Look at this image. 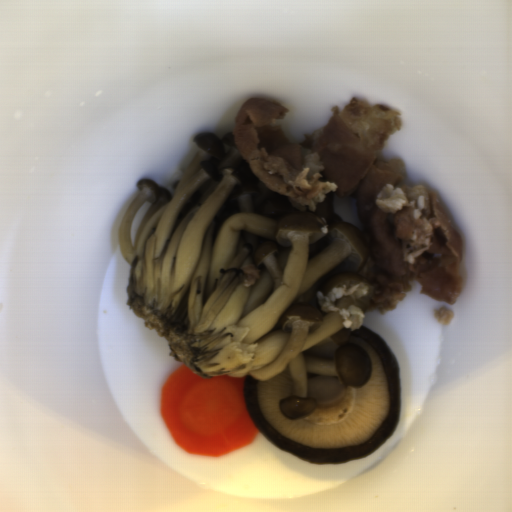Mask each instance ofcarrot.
I'll list each match as a JSON object with an SVG mask.
<instances>
[{
    "instance_id": "obj_1",
    "label": "carrot",
    "mask_w": 512,
    "mask_h": 512,
    "mask_svg": "<svg viewBox=\"0 0 512 512\" xmlns=\"http://www.w3.org/2000/svg\"><path fill=\"white\" fill-rule=\"evenodd\" d=\"M246 375L203 378L184 363L171 373L160 388L159 406L175 443L213 458L250 445L261 430L247 406Z\"/></svg>"
}]
</instances>
